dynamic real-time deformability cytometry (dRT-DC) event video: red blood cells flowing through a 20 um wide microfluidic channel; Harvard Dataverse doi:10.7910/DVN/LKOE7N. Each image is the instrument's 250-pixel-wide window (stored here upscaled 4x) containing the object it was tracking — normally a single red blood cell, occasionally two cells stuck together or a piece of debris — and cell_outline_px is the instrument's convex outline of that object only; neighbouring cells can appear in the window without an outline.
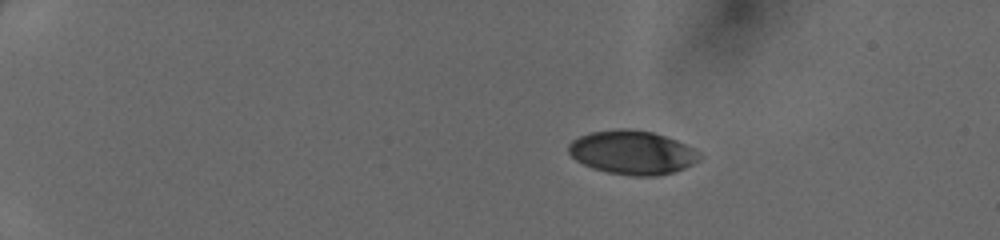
{"species": "human", "species_latin": "Homo sapiens", "temperature_condition": "cold", "stored_images_in_passage": 40, "camera_frame_rate_fps": 3000, "um_per_image_px": 0.085, "donor": {"sex": "female"}, "frame": {"image": 1, "passage_image": 1, "time_ms": 0.0, "image_size_px": [1000, 240], "cell_outline_px": [[704, 156], [700, 160], [684, 168], [672, 172], [656, 176], [632, 176], [608, 172], [592, 168], [576, 160], [568, 152], [568, 144], [572, 140], [580, 136], [592, 132], [616, 128], [628, 128], [652, 132], [676, 140], [692, 148]], "centroid_in_image_um": [53.74, 12.96], "position_along_channel_um": 31.3, "area_um2": 33.41}}
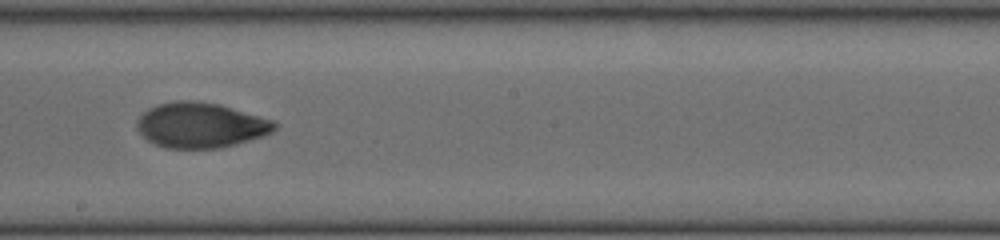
{"frame": {"image": 2, "passage_image": 22, "time_ms": 7.0, "image_size_px": [1000, 240], "cell_outline_px": [[280, 124], [272, 132], [264, 136], [236, 144], [220, 148], [164, 148], [148, 140], [136, 128], [136, 120], [148, 108], [156, 104], [172, 100], [196, 100], [220, 104], [272, 120]], "centroid_in_image_um": [17.05, 10.63], "position_along_channel_um": 231.2, "area_um2": 36.53}}
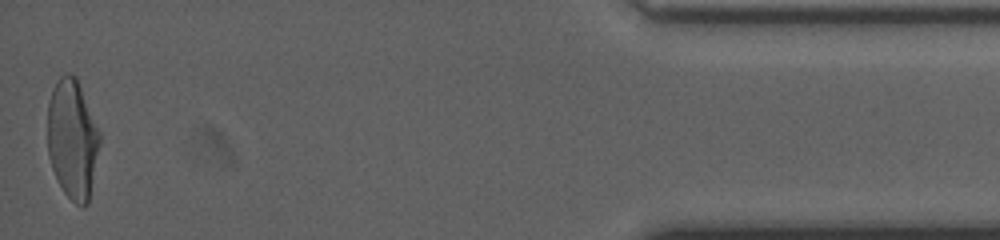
{"frame": {"image": 3, "passage_image": 40, "time_ms": 13.0, "image_size_px": [1000, 240], "cell_outline_px": [[100, 144], [88, 204], [84, 208], [80, 208], [64, 192], [52, 168], [48, 152], [48, 104], [52, 88], [60, 76], [64, 72], [72, 72], [76, 76], [100, 132]], "centroid_in_image_um": [6.16, 11.81], "position_along_channel_um": 429.0, "area_um2": 36.41}}